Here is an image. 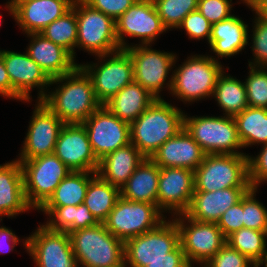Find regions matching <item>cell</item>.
I'll return each instance as SVG.
<instances>
[{"instance_id":"cell-1","label":"cell","mask_w":267,"mask_h":267,"mask_svg":"<svg viewBox=\"0 0 267 267\" xmlns=\"http://www.w3.org/2000/svg\"><path fill=\"white\" fill-rule=\"evenodd\" d=\"M51 95L40 91L43 102L64 124H82L102 104L97 100L91 78L78 65L71 73L53 78L51 84L64 82Z\"/></svg>"},{"instance_id":"cell-2","label":"cell","mask_w":267,"mask_h":267,"mask_svg":"<svg viewBox=\"0 0 267 267\" xmlns=\"http://www.w3.org/2000/svg\"><path fill=\"white\" fill-rule=\"evenodd\" d=\"M183 118V112L157 99L130 124V143L145 158H151L163 143L183 128Z\"/></svg>"},{"instance_id":"cell-3","label":"cell","mask_w":267,"mask_h":267,"mask_svg":"<svg viewBox=\"0 0 267 267\" xmlns=\"http://www.w3.org/2000/svg\"><path fill=\"white\" fill-rule=\"evenodd\" d=\"M74 256L84 267H126L124 242L104 223L69 233Z\"/></svg>"},{"instance_id":"cell-4","label":"cell","mask_w":267,"mask_h":267,"mask_svg":"<svg viewBox=\"0 0 267 267\" xmlns=\"http://www.w3.org/2000/svg\"><path fill=\"white\" fill-rule=\"evenodd\" d=\"M125 264L146 267L158 259H186L180 245V233L175 221L160 223L156 228L124 242Z\"/></svg>"},{"instance_id":"cell-5","label":"cell","mask_w":267,"mask_h":267,"mask_svg":"<svg viewBox=\"0 0 267 267\" xmlns=\"http://www.w3.org/2000/svg\"><path fill=\"white\" fill-rule=\"evenodd\" d=\"M195 191L212 192L231 187H251L248 156L245 154H206L194 171Z\"/></svg>"},{"instance_id":"cell-6","label":"cell","mask_w":267,"mask_h":267,"mask_svg":"<svg viewBox=\"0 0 267 267\" xmlns=\"http://www.w3.org/2000/svg\"><path fill=\"white\" fill-rule=\"evenodd\" d=\"M75 13L78 24L76 46L102 58L120 50L113 18L92 8L84 0H75Z\"/></svg>"},{"instance_id":"cell-7","label":"cell","mask_w":267,"mask_h":267,"mask_svg":"<svg viewBox=\"0 0 267 267\" xmlns=\"http://www.w3.org/2000/svg\"><path fill=\"white\" fill-rule=\"evenodd\" d=\"M19 162L26 201L37 209L49 200L61 180L72 171L54 153Z\"/></svg>"},{"instance_id":"cell-8","label":"cell","mask_w":267,"mask_h":267,"mask_svg":"<svg viewBox=\"0 0 267 267\" xmlns=\"http://www.w3.org/2000/svg\"><path fill=\"white\" fill-rule=\"evenodd\" d=\"M222 72L221 65L214 58L195 56L174 72L168 86L182 101L199 100L213 94Z\"/></svg>"},{"instance_id":"cell-9","label":"cell","mask_w":267,"mask_h":267,"mask_svg":"<svg viewBox=\"0 0 267 267\" xmlns=\"http://www.w3.org/2000/svg\"><path fill=\"white\" fill-rule=\"evenodd\" d=\"M183 128L205 154H244L234 151L243 146L232 116L187 118L184 115Z\"/></svg>"},{"instance_id":"cell-10","label":"cell","mask_w":267,"mask_h":267,"mask_svg":"<svg viewBox=\"0 0 267 267\" xmlns=\"http://www.w3.org/2000/svg\"><path fill=\"white\" fill-rule=\"evenodd\" d=\"M156 204L133 202L119 197L107 219L106 229L125 242L156 228L164 220Z\"/></svg>"},{"instance_id":"cell-11","label":"cell","mask_w":267,"mask_h":267,"mask_svg":"<svg viewBox=\"0 0 267 267\" xmlns=\"http://www.w3.org/2000/svg\"><path fill=\"white\" fill-rule=\"evenodd\" d=\"M97 160L130 143V124L101 105L83 123Z\"/></svg>"},{"instance_id":"cell-12","label":"cell","mask_w":267,"mask_h":267,"mask_svg":"<svg viewBox=\"0 0 267 267\" xmlns=\"http://www.w3.org/2000/svg\"><path fill=\"white\" fill-rule=\"evenodd\" d=\"M180 215L191 224L185 227L181 218L175 220L187 262L190 266L192 261L206 264L226 244L225 236L217 223L198 222L185 213Z\"/></svg>"},{"instance_id":"cell-13","label":"cell","mask_w":267,"mask_h":267,"mask_svg":"<svg viewBox=\"0 0 267 267\" xmlns=\"http://www.w3.org/2000/svg\"><path fill=\"white\" fill-rule=\"evenodd\" d=\"M79 66L91 78L96 98L102 105L134 81L133 62L125 49L114 52L111 59L95 70L91 65Z\"/></svg>"},{"instance_id":"cell-14","label":"cell","mask_w":267,"mask_h":267,"mask_svg":"<svg viewBox=\"0 0 267 267\" xmlns=\"http://www.w3.org/2000/svg\"><path fill=\"white\" fill-rule=\"evenodd\" d=\"M25 247L38 267H77L70 236L67 232L40 226L25 240Z\"/></svg>"},{"instance_id":"cell-15","label":"cell","mask_w":267,"mask_h":267,"mask_svg":"<svg viewBox=\"0 0 267 267\" xmlns=\"http://www.w3.org/2000/svg\"><path fill=\"white\" fill-rule=\"evenodd\" d=\"M116 36L120 49L129 46L124 43V34L142 39L148 45L156 36L165 31L153 0H138L116 21Z\"/></svg>"},{"instance_id":"cell-16","label":"cell","mask_w":267,"mask_h":267,"mask_svg":"<svg viewBox=\"0 0 267 267\" xmlns=\"http://www.w3.org/2000/svg\"><path fill=\"white\" fill-rule=\"evenodd\" d=\"M54 154L72 171H98L99 161L92 151L82 124L63 126L57 138Z\"/></svg>"},{"instance_id":"cell-17","label":"cell","mask_w":267,"mask_h":267,"mask_svg":"<svg viewBox=\"0 0 267 267\" xmlns=\"http://www.w3.org/2000/svg\"><path fill=\"white\" fill-rule=\"evenodd\" d=\"M64 125L62 120L39 100L18 161L53 154Z\"/></svg>"},{"instance_id":"cell-18","label":"cell","mask_w":267,"mask_h":267,"mask_svg":"<svg viewBox=\"0 0 267 267\" xmlns=\"http://www.w3.org/2000/svg\"><path fill=\"white\" fill-rule=\"evenodd\" d=\"M147 46H130L125 50L130 54L133 62L134 81L154 97L161 99L160 89L163 88L168 71L174 64L175 55L151 50Z\"/></svg>"},{"instance_id":"cell-19","label":"cell","mask_w":267,"mask_h":267,"mask_svg":"<svg viewBox=\"0 0 267 267\" xmlns=\"http://www.w3.org/2000/svg\"><path fill=\"white\" fill-rule=\"evenodd\" d=\"M195 191L194 171L179 167H160L157 207L184 214Z\"/></svg>"},{"instance_id":"cell-20","label":"cell","mask_w":267,"mask_h":267,"mask_svg":"<svg viewBox=\"0 0 267 267\" xmlns=\"http://www.w3.org/2000/svg\"><path fill=\"white\" fill-rule=\"evenodd\" d=\"M251 187H231L205 192L194 191L185 214L198 222L217 223L222 214L235 205Z\"/></svg>"},{"instance_id":"cell-21","label":"cell","mask_w":267,"mask_h":267,"mask_svg":"<svg viewBox=\"0 0 267 267\" xmlns=\"http://www.w3.org/2000/svg\"><path fill=\"white\" fill-rule=\"evenodd\" d=\"M205 155L199 144L182 128L163 143L150 159L159 167H179L195 171Z\"/></svg>"},{"instance_id":"cell-22","label":"cell","mask_w":267,"mask_h":267,"mask_svg":"<svg viewBox=\"0 0 267 267\" xmlns=\"http://www.w3.org/2000/svg\"><path fill=\"white\" fill-rule=\"evenodd\" d=\"M74 0H31L14 5V17L28 33H40L53 21L68 12Z\"/></svg>"},{"instance_id":"cell-23","label":"cell","mask_w":267,"mask_h":267,"mask_svg":"<svg viewBox=\"0 0 267 267\" xmlns=\"http://www.w3.org/2000/svg\"><path fill=\"white\" fill-rule=\"evenodd\" d=\"M6 71L12 88L29 101V92L34 86L43 88L51 84V78L36 64L26 52L25 54L1 51Z\"/></svg>"},{"instance_id":"cell-24","label":"cell","mask_w":267,"mask_h":267,"mask_svg":"<svg viewBox=\"0 0 267 267\" xmlns=\"http://www.w3.org/2000/svg\"><path fill=\"white\" fill-rule=\"evenodd\" d=\"M33 41L28 48L30 58L51 78L71 73L78 65L73 56L62 46L46 39L40 33L28 34Z\"/></svg>"},{"instance_id":"cell-25","label":"cell","mask_w":267,"mask_h":267,"mask_svg":"<svg viewBox=\"0 0 267 267\" xmlns=\"http://www.w3.org/2000/svg\"><path fill=\"white\" fill-rule=\"evenodd\" d=\"M28 209L21 163L16 160L0 165V216L11 217Z\"/></svg>"},{"instance_id":"cell-26","label":"cell","mask_w":267,"mask_h":267,"mask_svg":"<svg viewBox=\"0 0 267 267\" xmlns=\"http://www.w3.org/2000/svg\"><path fill=\"white\" fill-rule=\"evenodd\" d=\"M144 159L138 148L129 143L101 159L97 174L104 181L121 189Z\"/></svg>"},{"instance_id":"cell-27","label":"cell","mask_w":267,"mask_h":267,"mask_svg":"<svg viewBox=\"0 0 267 267\" xmlns=\"http://www.w3.org/2000/svg\"><path fill=\"white\" fill-rule=\"evenodd\" d=\"M159 175L160 167L145 158L121 187L120 196L133 202L157 205Z\"/></svg>"},{"instance_id":"cell-28","label":"cell","mask_w":267,"mask_h":267,"mask_svg":"<svg viewBox=\"0 0 267 267\" xmlns=\"http://www.w3.org/2000/svg\"><path fill=\"white\" fill-rule=\"evenodd\" d=\"M155 100L148 90L133 81L104 105L119 119L134 122Z\"/></svg>"},{"instance_id":"cell-29","label":"cell","mask_w":267,"mask_h":267,"mask_svg":"<svg viewBox=\"0 0 267 267\" xmlns=\"http://www.w3.org/2000/svg\"><path fill=\"white\" fill-rule=\"evenodd\" d=\"M247 25L233 15L214 23L209 44L211 49L221 57L232 56L241 51L248 43Z\"/></svg>"},{"instance_id":"cell-30","label":"cell","mask_w":267,"mask_h":267,"mask_svg":"<svg viewBox=\"0 0 267 267\" xmlns=\"http://www.w3.org/2000/svg\"><path fill=\"white\" fill-rule=\"evenodd\" d=\"M39 210L49 214L50 217H55H52L53 219L44 225L49 230L67 232L69 234L100 223L85 203L77 206H42Z\"/></svg>"},{"instance_id":"cell-31","label":"cell","mask_w":267,"mask_h":267,"mask_svg":"<svg viewBox=\"0 0 267 267\" xmlns=\"http://www.w3.org/2000/svg\"><path fill=\"white\" fill-rule=\"evenodd\" d=\"M120 197V189L104 181L98 174L89 182L84 203L96 219L103 223Z\"/></svg>"},{"instance_id":"cell-32","label":"cell","mask_w":267,"mask_h":267,"mask_svg":"<svg viewBox=\"0 0 267 267\" xmlns=\"http://www.w3.org/2000/svg\"><path fill=\"white\" fill-rule=\"evenodd\" d=\"M233 118L243 147L254 143L267 144V108L248 106Z\"/></svg>"},{"instance_id":"cell-33","label":"cell","mask_w":267,"mask_h":267,"mask_svg":"<svg viewBox=\"0 0 267 267\" xmlns=\"http://www.w3.org/2000/svg\"><path fill=\"white\" fill-rule=\"evenodd\" d=\"M89 173L97 174V172L71 171L61 180L53 195L43 206H77L84 203L87 187L94 178H90Z\"/></svg>"},{"instance_id":"cell-34","label":"cell","mask_w":267,"mask_h":267,"mask_svg":"<svg viewBox=\"0 0 267 267\" xmlns=\"http://www.w3.org/2000/svg\"><path fill=\"white\" fill-rule=\"evenodd\" d=\"M213 95L227 116L234 117L249 106L245 84L223 73L218 77Z\"/></svg>"},{"instance_id":"cell-35","label":"cell","mask_w":267,"mask_h":267,"mask_svg":"<svg viewBox=\"0 0 267 267\" xmlns=\"http://www.w3.org/2000/svg\"><path fill=\"white\" fill-rule=\"evenodd\" d=\"M265 236L267 231L241 228L231 234L226 243L252 261L253 267H258L267 255Z\"/></svg>"},{"instance_id":"cell-36","label":"cell","mask_w":267,"mask_h":267,"mask_svg":"<svg viewBox=\"0 0 267 267\" xmlns=\"http://www.w3.org/2000/svg\"><path fill=\"white\" fill-rule=\"evenodd\" d=\"M78 24L75 13V0L72 8L63 16L59 17L47 27H45L40 34L53 43L62 46L74 58V48L77 44Z\"/></svg>"},{"instance_id":"cell-37","label":"cell","mask_w":267,"mask_h":267,"mask_svg":"<svg viewBox=\"0 0 267 267\" xmlns=\"http://www.w3.org/2000/svg\"><path fill=\"white\" fill-rule=\"evenodd\" d=\"M164 26L178 28L183 19L197 10L198 0H153Z\"/></svg>"},{"instance_id":"cell-38","label":"cell","mask_w":267,"mask_h":267,"mask_svg":"<svg viewBox=\"0 0 267 267\" xmlns=\"http://www.w3.org/2000/svg\"><path fill=\"white\" fill-rule=\"evenodd\" d=\"M250 66V75L246 79L245 87L247 102L250 107L267 108V72Z\"/></svg>"},{"instance_id":"cell-39","label":"cell","mask_w":267,"mask_h":267,"mask_svg":"<svg viewBox=\"0 0 267 267\" xmlns=\"http://www.w3.org/2000/svg\"><path fill=\"white\" fill-rule=\"evenodd\" d=\"M255 190V188H251L243 196L244 228L267 231V210L254 199Z\"/></svg>"},{"instance_id":"cell-40","label":"cell","mask_w":267,"mask_h":267,"mask_svg":"<svg viewBox=\"0 0 267 267\" xmlns=\"http://www.w3.org/2000/svg\"><path fill=\"white\" fill-rule=\"evenodd\" d=\"M254 265L246 256L226 243L205 265V267H248Z\"/></svg>"},{"instance_id":"cell-41","label":"cell","mask_w":267,"mask_h":267,"mask_svg":"<svg viewBox=\"0 0 267 267\" xmlns=\"http://www.w3.org/2000/svg\"><path fill=\"white\" fill-rule=\"evenodd\" d=\"M258 14L257 21L255 22L254 31H253V51L255 57L254 67L261 65V68L267 67V19L262 17L257 11Z\"/></svg>"},{"instance_id":"cell-42","label":"cell","mask_w":267,"mask_h":267,"mask_svg":"<svg viewBox=\"0 0 267 267\" xmlns=\"http://www.w3.org/2000/svg\"><path fill=\"white\" fill-rule=\"evenodd\" d=\"M181 27L186 30L190 38L207 37L208 42L210 40L212 24L198 10L190 12L178 26Z\"/></svg>"},{"instance_id":"cell-43","label":"cell","mask_w":267,"mask_h":267,"mask_svg":"<svg viewBox=\"0 0 267 267\" xmlns=\"http://www.w3.org/2000/svg\"><path fill=\"white\" fill-rule=\"evenodd\" d=\"M228 0H198L197 10L213 25L231 16Z\"/></svg>"},{"instance_id":"cell-44","label":"cell","mask_w":267,"mask_h":267,"mask_svg":"<svg viewBox=\"0 0 267 267\" xmlns=\"http://www.w3.org/2000/svg\"><path fill=\"white\" fill-rule=\"evenodd\" d=\"M218 227L227 239L231 234L244 228L243 197L235 205L228 208L217 222Z\"/></svg>"},{"instance_id":"cell-45","label":"cell","mask_w":267,"mask_h":267,"mask_svg":"<svg viewBox=\"0 0 267 267\" xmlns=\"http://www.w3.org/2000/svg\"><path fill=\"white\" fill-rule=\"evenodd\" d=\"M92 8L99 10L115 21L138 0H84Z\"/></svg>"},{"instance_id":"cell-46","label":"cell","mask_w":267,"mask_h":267,"mask_svg":"<svg viewBox=\"0 0 267 267\" xmlns=\"http://www.w3.org/2000/svg\"><path fill=\"white\" fill-rule=\"evenodd\" d=\"M248 170L251 188L257 189L259 183L267 180V144L256 158L248 156Z\"/></svg>"},{"instance_id":"cell-47","label":"cell","mask_w":267,"mask_h":267,"mask_svg":"<svg viewBox=\"0 0 267 267\" xmlns=\"http://www.w3.org/2000/svg\"><path fill=\"white\" fill-rule=\"evenodd\" d=\"M0 94L3 96L24 100L13 88L10 82L9 75L6 71L2 52L0 50Z\"/></svg>"},{"instance_id":"cell-48","label":"cell","mask_w":267,"mask_h":267,"mask_svg":"<svg viewBox=\"0 0 267 267\" xmlns=\"http://www.w3.org/2000/svg\"><path fill=\"white\" fill-rule=\"evenodd\" d=\"M146 267H192L187 259H158L148 262Z\"/></svg>"},{"instance_id":"cell-49","label":"cell","mask_w":267,"mask_h":267,"mask_svg":"<svg viewBox=\"0 0 267 267\" xmlns=\"http://www.w3.org/2000/svg\"><path fill=\"white\" fill-rule=\"evenodd\" d=\"M2 240H3V242H4V240L6 241V240H10V241H12V246L7 250V251H12V249L14 248V246L16 245V243L18 242V238L16 237V235L11 231V230H9L8 228H6V227H0V241L2 242ZM0 242V243H1ZM1 245V244H0ZM0 249H1V247H0Z\"/></svg>"},{"instance_id":"cell-50","label":"cell","mask_w":267,"mask_h":267,"mask_svg":"<svg viewBox=\"0 0 267 267\" xmlns=\"http://www.w3.org/2000/svg\"><path fill=\"white\" fill-rule=\"evenodd\" d=\"M266 1L267 0H250V3L248 5H250V7L254 11H256Z\"/></svg>"},{"instance_id":"cell-51","label":"cell","mask_w":267,"mask_h":267,"mask_svg":"<svg viewBox=\"0 0 267 267\" xmlns=\"http://www.w3.org/2000/svg\"><path fill=\"white\" fill-rule=\"evenodd\" d=\"M262 17L267 19V1L264 2L257 10H256Z\"/></svg>"},{"instance_id":"cell-52","label":"cell","mask_w":267,"mask_h":267,"mask_svg":"<svg viewBox=\"0 0 267 267\" xmlns=\"http://www.w3.org/2000/svg\"><path fill=\"white\" fill-rule=\"evenodd\" d=\"M20 1H31V0H11V2H8L9 5L8 6V9L10 10L11 14L14 15V5Z\"/></svg>"},{"instance_id":"cell-53","label":"cell","mask_w":267,"mask_h":267,"mask_svg":"<svg viewBox=\"0 0 267 267\" xmlns=\"http://www.w3.org/2000/svg\"><path fill=\"white\" fill-rule=\"evenodd\" d=\"M263 262L265 263V267H267V255L264 257V259H263L261 264H263Z\"/></svg>"},{"instance_id":"cell-54","label":"cell","mask_w":267,"mask_h":267,"mask_svg":"<svg viewBox=\"0 0 267 267\" xmlns=\"http://www.w3.org/2000/svg\"><path fill=\"white\" fill-rule=\"evenodd\" d=\"M245 3L249 4L250 3V0H244Z\"/></svg>"}]
</instances>
